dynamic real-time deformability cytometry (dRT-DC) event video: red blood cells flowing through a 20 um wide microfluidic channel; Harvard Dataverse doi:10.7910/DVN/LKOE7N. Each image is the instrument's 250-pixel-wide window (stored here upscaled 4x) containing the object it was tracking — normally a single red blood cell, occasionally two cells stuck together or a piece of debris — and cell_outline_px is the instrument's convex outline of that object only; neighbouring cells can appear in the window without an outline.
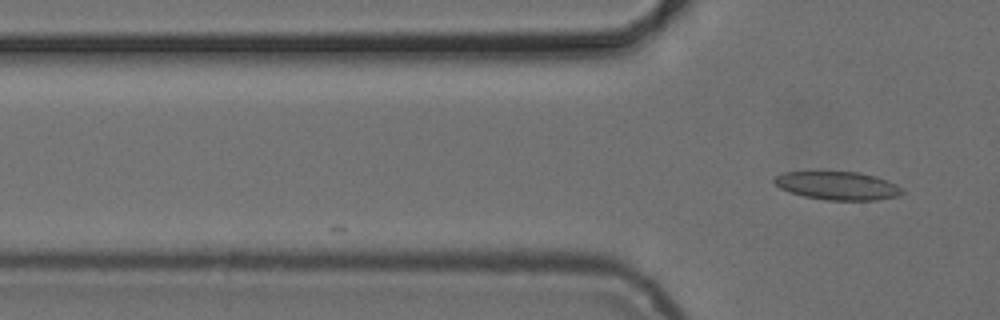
{"species": "common noctule bat (a hibernating species)", "species_latin": "Nyctalus noctula", "temperature_condition": "cold", "stored_images_in_passage": 2, "camera_frame_rate_fps": 3000, "um_per_image_px": 0.085, "animal": {"sex": "female", "body_mass_g": 24.6, "forearm_length_mm": 56.2}, "frame": {"image": 1, "passage_image": 2, "time_ms": 1.0, "image_size_px": [1000, 320], "cell_outline_px": [[904, 192], [896, 196], [876, 200], [824, 200], [804, 196], [780, 188], [772, 180], [776, 176], [784, 172], [860, 172], [876, 176], [888, 180], [896, 184]], "centroid_in_image_um": [71.2, 15.78], "position_along_channel_um": 54.6, "area_um2": 20.92}}